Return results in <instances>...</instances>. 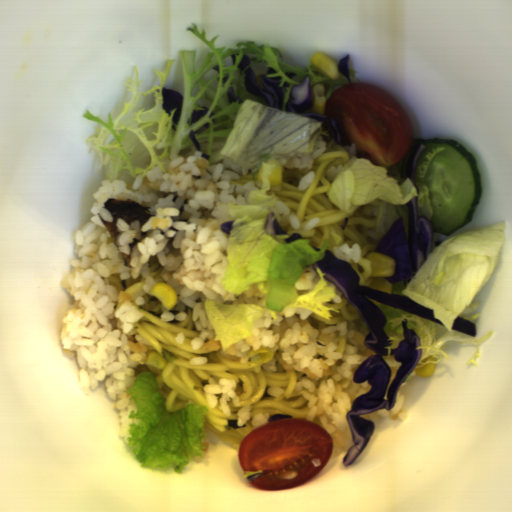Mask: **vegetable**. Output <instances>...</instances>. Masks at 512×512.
<instances>
[{"instance_id":"obj_1","label":"vegetable","mask_w":512,"mask_h":512,"mask_svg":"<svg viewBox=\"0 0 512 512\" xmlns=\"http://www.w3.org/2000/svg\"><path fill=\"white\" fill-rule=\"evenodd\" d=\"M186 31H191L212 51H208L199 70L195 69L196 50H181L183 100L179 122L173 118L178 108L167 112L164 109L163 88L167 76L175 62L168 59L165 72L154 69L160 83L146 92H140L137 67L134 66L135 79L124 82L127 91L133 97L124 103L123 111L112 120V112L107 113L108 122H102L98 115L86 110L82 117L96 123L85 143L100 158L98 174L104 167L105 178L116 181L124 173L132 177L158 165L166 172L163 158L175 159L179 153L194 144L191 132H196L206 123L208 129L194 134L200 151L209 157V167L223 157L233 160L240 167L253 172L252 178L262 168L260 189L251 192L248 204L227 203L231 215L229 246L226 247L228 261L221 283L224 289L239 296L252 286L264 295L265 310L277 320L287 307L309 309L325 320H331V312L338 309L324 306L332 300L335 287L325 278L320 267L313 263L324 258L331 244L325 238L323 245L316 250L311 240L298 238L291 242L288 234H270L266 232L267 216L270 207L277 203L275 193L268 194L272 185L269 181L275 165L266 163L273 155L292 158L297 154H310L319 134L329 136L324 130V121L308 116L287 112L286 106L295 86H299L305 77L310 79V88L316 84L325 87L326 103L332 93L346 84L348 78L338 70V79H329L320 73L307 56L305 68L287 65L278 48L268 43L256 45L254 41H242L235 48L215 46L219 35L210 41L204 28L200 32L198 24L190 23ZM231 54L236 55L232 65ZM248 55L256 76L266 74L268 67L277 70L267 77L282 76V82L289 83L283 89V111L269 108L262 97H255L245 90L244 72L238 66L244 55ZM219 65L217 73L214 66ZM297 74L293 79L285 73ZM225 84L222 80L226 75ZM234 88L239 101L228 102L226 94L229 87ZM209 111L196 123H191L194 110Z\"/></svg>"},{"instance_id":"obj_2","label":"vegetable","mask_w":512,"mask_h":512,"mask_svg":"<svg viewBox=\"0 0 512 512\" xmlns=\"http://www.w3.org/2000/svg\"><path fill=\"white\" fill-rule=\"evenodd\" d=\"M505 221L482 229L468 230L447 238L437 245L420 265L410 280L393 283L390 295H400L432 310L433 318L443 325L405 310L395 309L385 303L376 305L386 319L384 332L390 341L384 346L388 356L404 340L402 321L407 329H413L419 338L420 358L413 370L403 380L408 382L417 376L416 369L426 364H438L442 357L450 360L443 350L449 341L476 345V352L466 366H478L481 345L494 333L490 331L482 339L453 329L457 317L473 322L480 313L469 316L479 304L472 303L493 276L506 239Z\"/></svg>"},{"instance_id":"obj_3","label":"vegetable","mask_w":512,"mask_h":512,"mask_svg":"<svg viewBox=\"0 0 512 512\" xmlns=\"http://www.w3.org/2000/svg\"><path fill=\"white\" fill-rule=\"evenodd\" d=\"M126 394L137 408L128 418L139 420L129 424L127 443L140 467L160 471L173 467L176 474H182L194 457L203 458L207 407L193 403L168 412L155 373L147 370L136 375Z\"/></svg>"},{"instance_id":"obj_4","label":"vegetable","mask_w":512,"mask_h":512,"mask_svg":"<svg viewBox=\"0 0 512 512\" xmlns=\"http://www.w3.org/2000/svg\"><path fill=\"white\" fill-rule=\"evenodd\" d=\"M406 177L403 184L395 178L388 177L386 167L376 166L368 158H359L358 154L349 159L348 163L335 175L326 196L330 202L342 211L350 212L354 205H367L383 200L393 206L405 205L413 197L418 196V218L433 217V204L430 200L427 185Z\"/></svg>"},{"instance_id":"obj_5","label":"vegetable","mask_w":512,"mask_h":512,"mask_svg":"<svg viewBox=\"0 0 512 512\" xmlns=\"http://www.w3.org/2000/svg\"><path fill=\"white\" fill-rule=\"evenodd\" d=\"M203 308L215 330L214 341H219L223 352L250 335L253 324L263 313L257 303L225 304L215 299L206 300Z\"/></svg>"},{"instance_id":"obj_6","label":"vegetable","mask_w":512,"mask_h":512,"mask_svg":"<svg viewBox=\"0 0 512 512\" xmlns=\"http://www.w3.org/2000/svg\"><path fill=\"white\" fill-rule=\"evenodd\" d=\"M445 147H437L436 149H432L431 152H427L424 156L426 158V161H423V163L419 164L417 170H418V178L423 179L427 173V170L429 168V165L431 163L432 158L440 153L441 151L445 150Z\"/></svg>"},{"instance_id":"obj_7","label":"vegetable","mask_w":512,"mask_h":512,"mask_svg":"<svg viewBox=\"0 0 512 512\" xmlns=\"http://www.w3.org/2000/svg\"><path fill=\"white\" fill-rule=\"evenodd\" d=\"M349 79L351 83L359 82V78L356 77V70L349 68Z\"/></svg>"},{"instance_id":"obj_8","label":"vegetable","mask_w":512,"mask_h":512,"mask_svg":"<svg viewBox=\"0 0 512 512\" xmlns=\"http://www.w3.org/2000/svg\"><path fill=\"white\" fill-rule=\"evenodd\" d=\"M257 473H263V470H260V471H249V472H244V476H243V478H245V477H250L251 475H254V474H257Z\"/></svg>"}]
</instances>
